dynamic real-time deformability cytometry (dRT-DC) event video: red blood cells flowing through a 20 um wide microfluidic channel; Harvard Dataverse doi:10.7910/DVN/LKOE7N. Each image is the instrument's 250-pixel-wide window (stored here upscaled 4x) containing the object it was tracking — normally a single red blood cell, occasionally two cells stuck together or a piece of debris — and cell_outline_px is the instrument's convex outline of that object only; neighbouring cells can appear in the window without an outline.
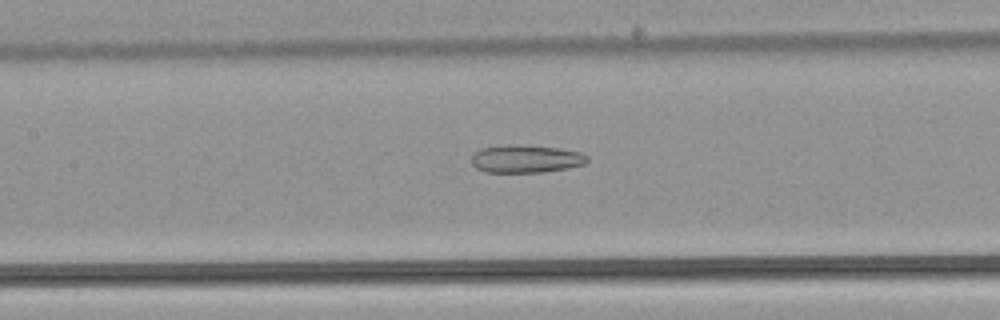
{"species": "common noctule bat (a hibernating species)", "species_latin": "Nyctalus noctula", "temperature_condition": "warm", "stored_images_in_passage": 50, "camera_frame_rate_fps": 3000, "um_per_image_px": 0.085, "animal": {"sex": "male", "body_mass_g": 21.5, "forearm_length_mm": 52.0}, "frame": {"image": 1, "passage_image": 22, "time_ms": 7.0, "image_size_px": [1000, 320], "cell_outline_px": [[588, 160], [584, 164], [568, 168], [544, 172], [484, 172], [476, 168], [472, 164], [472, 156], [480, 148], [560, 148], [580, 152], [588, 156]], "centroid_in_image_um": [44.75, 13.57], "position_along_channel_um": 162.6, "area_um2": 17.63}}
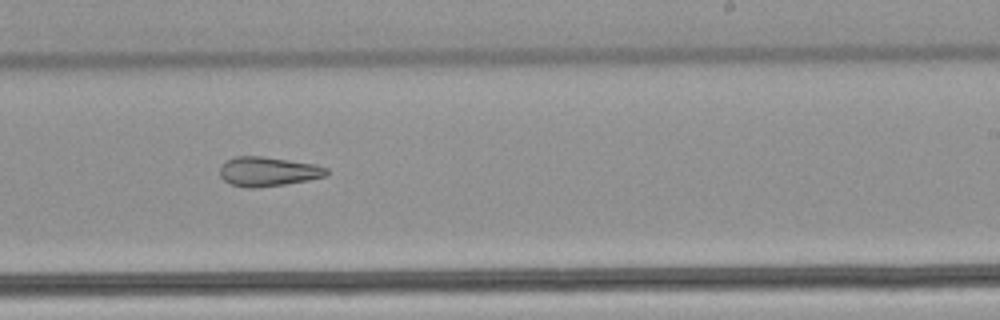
{"frame": {"image": 2, "passage_image": 30, "time_ms": 9.667, "image_size_px": [1000, 320], "cell_outline_px": [[328, 172], [324, 176], [308, 180], [284, 184], [256, 188], [248, 188], [232, 184], [224, 180], [220, 176], [220, 168], [228, 160], [236, 156], [260, 156], [316, 164], [328, 168]], "centroid_in_image_um": [22.79, 14.58], "position_along_channel_um": 266.2, "area_um2": 18.03}}
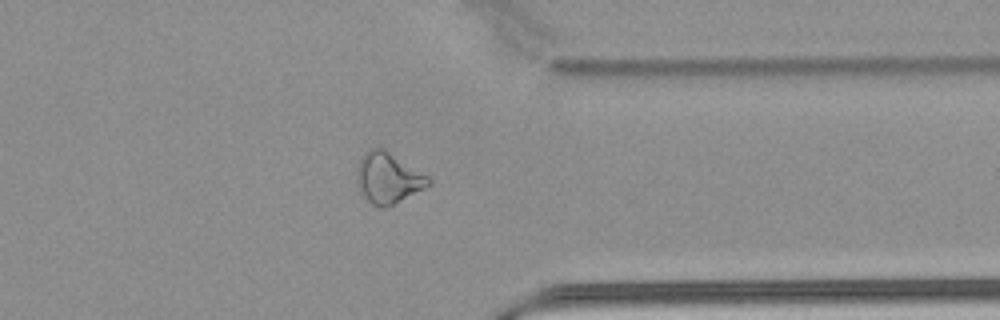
{"frame": {"image": 3, "passage_image": 39, "time_ms": 12.667, "image_size_px": [1000, 320], "cell_outline_px": [[432, 184], [384, 208], [380, 208], [372, 204], [368, 200], [356, 180], [356, 168], [360, 156], [364, 152], [372, 148], [384, 148], [428, 176], [432, 180]], "centroid_in_image_um": [32.97, 15.09], "position_along_channel_um": 378.4, "area_um2": 20.92}, "authors_computed_cell_mechanics": {"area_um2": 22.4264, "velocity_mm_per_s": 3.8918, "shape_relaxation_time_tau1_ms": null, "shape_relaxation_time_tau2_ms": 4.3751, "deformation_change_tau1": null, "deformation_change_tau2": 0.153}}